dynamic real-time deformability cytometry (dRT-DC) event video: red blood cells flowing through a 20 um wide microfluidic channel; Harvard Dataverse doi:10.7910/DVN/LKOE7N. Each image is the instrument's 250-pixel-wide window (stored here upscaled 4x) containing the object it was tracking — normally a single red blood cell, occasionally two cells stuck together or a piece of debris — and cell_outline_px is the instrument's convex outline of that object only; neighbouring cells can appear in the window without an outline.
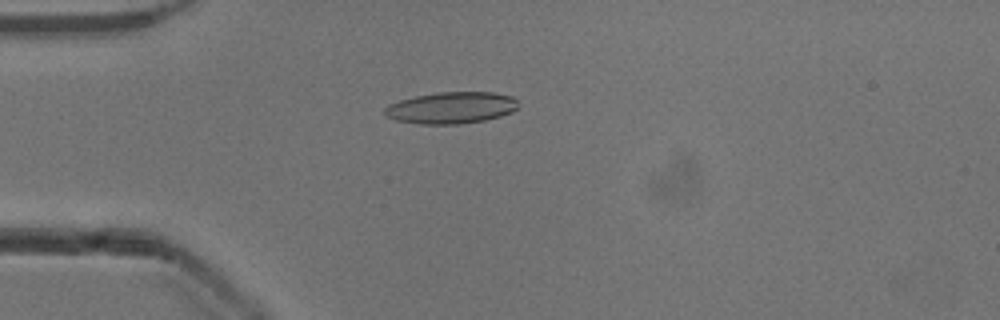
{"species": "common noctule bat (a hibernating species)", "species_latin": "Nyctalus noctula", "temperature_condition": "cold", "stored_images_in_passage": 52, "camera_frame_rate_fps": 3000, "um_per_image_px": 0.085, "animal": {"sex": "male", "body_mass_g": 13.3}, "frame": {"image": 1, "passage_image": 14, "time_ms": 4.333, "image_size_px": [1000, 320], "cell_outline_px": [[520, 100], [516, 108], [512, 112], [500, 116], [484, 120], [460, 124], [420, 124], [396, 120], [384, 116], [384, 108], [388, 104], [400, 100], [416, 96], [436, 92], [492, 92], [512, 96]], "centroid_in_image_um": [38.36, 9.15], "position_along_channel_um": 46.6, "area_um2": 24.8}}
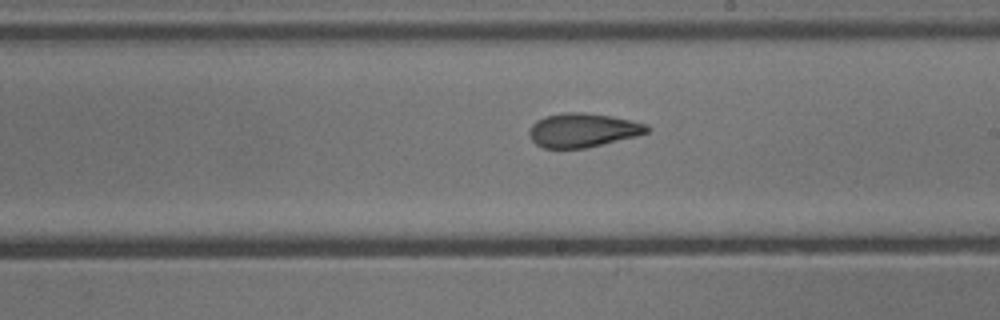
{"frame": {"image": 2, "passage_image": 30, "time_ms": 9.667, "image_size_px": [1000, 320], "cell_outline_px": [[648, 132], [636, 136], [584, 148], [544, 148], [536, 144], [528, 136], [528, 132], [532, 124], [536, 120], [544, 116], [568, 112], [584, 112], [612, 116], [648, 124]], "centroid_in_image_um": [49.5, 11.05], "position_along_channel_um": 239.5, "area_um2": 23.24}}
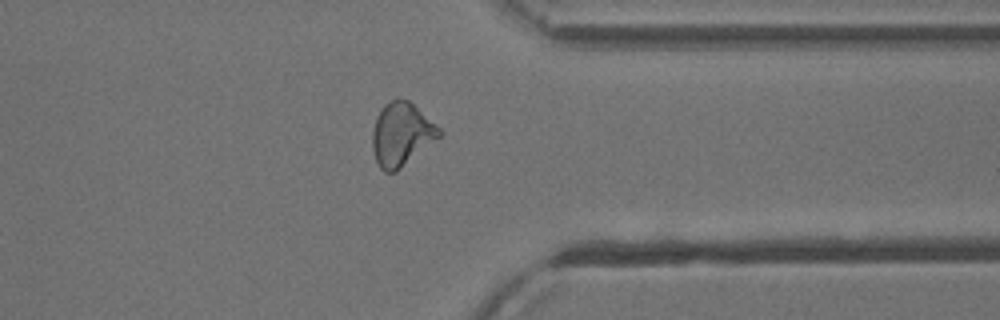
{"frame": {"image": 3, "passage_image": 41, "time_ms": 13.333, "image_size_px": [1000, 320], "cell_outline_px": [[444, 132], [440, 136], [396, 172], [384, 172], [380, 168], [376, 160], [372, 148], [372, 132], [376, 116], [380, 108], [384, 104], [392, 100], [408, 100], [440, 128]], "centroid_in_image_um": [34.1, 11.43], "position_along_channel_um": 377.3, "area_um2": 24.39}, "authors_computed_cell_mechanics": {"area_um2": 23.6113, "velocity_mm_per_s": 3.9168, "shape_relaxation_time_tau1_ms": 6.2795, "shape_relaxation_time_tau2_ms": 2.8333, "deformation_change_tau1": 0.1828, "deformation_change_tau2": 0.1051}}